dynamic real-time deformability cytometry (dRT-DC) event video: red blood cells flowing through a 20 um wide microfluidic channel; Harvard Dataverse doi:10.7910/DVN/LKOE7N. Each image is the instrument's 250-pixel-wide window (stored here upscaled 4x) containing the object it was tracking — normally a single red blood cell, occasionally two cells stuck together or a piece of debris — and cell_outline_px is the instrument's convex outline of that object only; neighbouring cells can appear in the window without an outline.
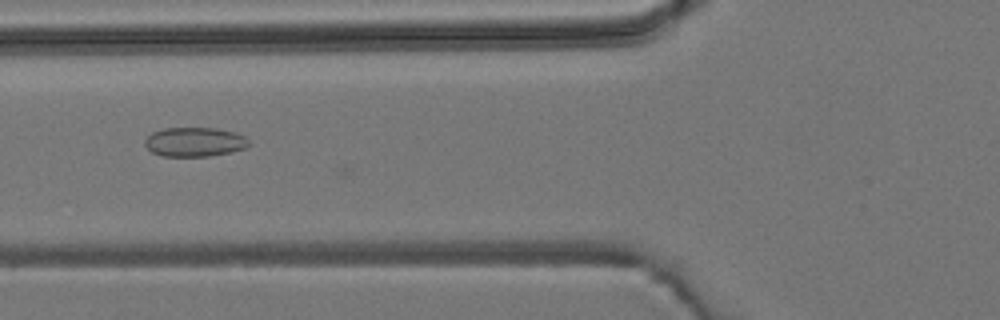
{"species": "common noctule bat (a hibernating species)", "species_latin": "Nyctalus noctula", "temperature_condition": "room temperature", "stored_images_in_passage": 7, "camera_frame_rate_fps": 3000, "um_per_image_px": 0.085, "animal": {"sex": "male", "body_mass_g": 19.2, "forearm_length_mm": 51.8}, "frame": {"image": 1, "passage_image": 6, "time_ms": 6.0, "image_size_px": [1000, 320], "cell_outline_px": [[252, 144], [248, 148], [232, 152], [208, 156], [160, 156], [152, 152], [144, 144], [144, 140], [152, 132], [164, 128], [216, 128], [236, 132], [244, 136]], "centroid_in_image_um": [16.58, 12.07], "position_along_channel_um": 109.2, "area_um2": 17.98}}
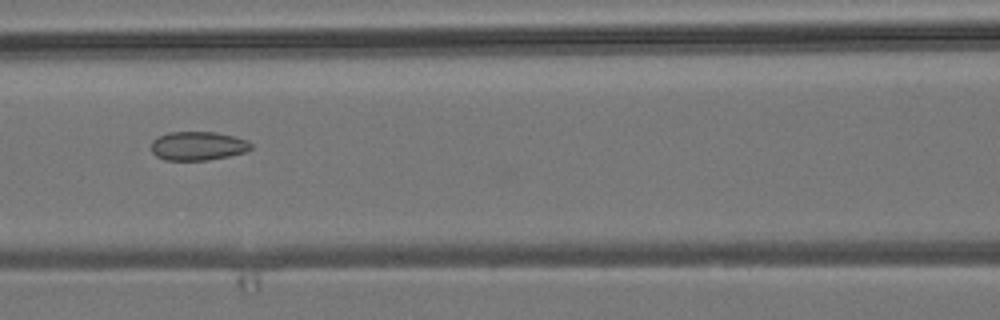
{"frame": {"image": 2, "passage_image": 7, "time_ms": 7.0, "image_size_px": [1000, 320], "cell_outline_px": [[252, 148], [244, 152], [228, 156], [208, 160], [164, 160], [156, 156], [152, 152], [152, 140], [168, 132], [216, 132], [248, 140], [252, 144]], "centroid_in_image_um": [16.82, 12.4], "position_along_channel_um": 149.8, "area_um2": 16.7}}